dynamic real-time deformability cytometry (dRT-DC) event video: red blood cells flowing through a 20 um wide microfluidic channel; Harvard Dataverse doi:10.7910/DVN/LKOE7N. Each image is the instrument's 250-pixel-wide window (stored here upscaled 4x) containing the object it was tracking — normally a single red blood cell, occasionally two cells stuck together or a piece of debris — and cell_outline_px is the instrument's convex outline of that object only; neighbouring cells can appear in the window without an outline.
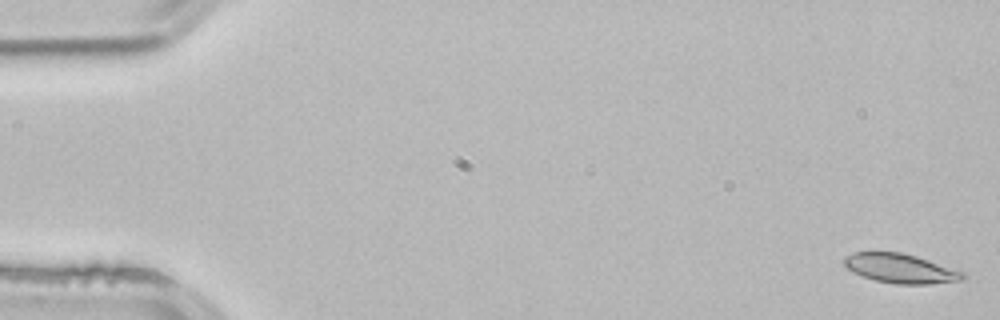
{"species": "common noctule bat (a hibernating species)", "species_latin": "Nyctalus noctula", "temperature_condition": "room temperature", "stored_images_in_passage": 52, "camera_frame_rate_fps": 3000, "um_per_image_px": 0.085, "animal": {"sex": "male", "body_mass_g": 21.5, "forearm_length_mm": 52.0}, "frame": {"image": 1, "passage_image": 1, "time_ms": 0.0, "image_size_px": [1000, 320], "cell_outline_px": [[964, 280], [928, 284], [896, 284], [876, 280], [864, 276], [848, 268], [844, 264], [844, 256], [852, 252], [904, 252], [964, 272]], "centroid_in_image_um": [76.55, 22.81], "position_along_channel_um": 8.5, "area_um2": 20.06}}
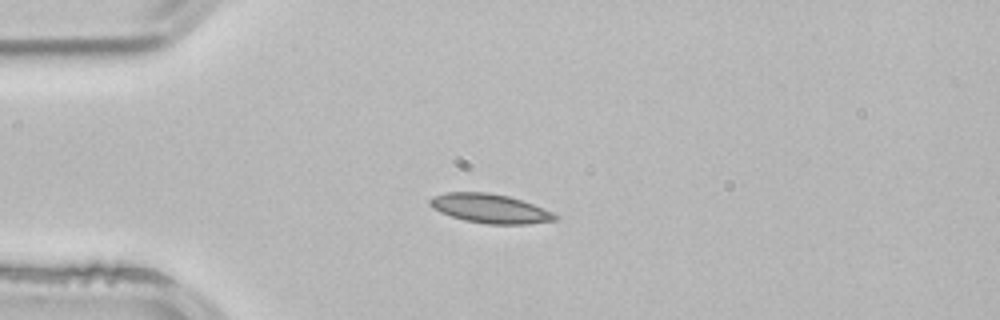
{"frame": {"image": 2, "passage_image": 13, "time_ms": 4.0, "image_size_px": [1000, 320], "cell_outline_px": [[560, 216], [556, 220], [528, 224], [488, 224], [464, 220], [440, 212], [432, 208], [428, 204], [428, 200], [432, 196], [444, 192], [488, 192], [508, 196], [532, 204], [552, 212]], "centroid_in_image_um": [41.61, 17.72], "position_along_channel_um": 43.4, "area_um2": 21.27}}
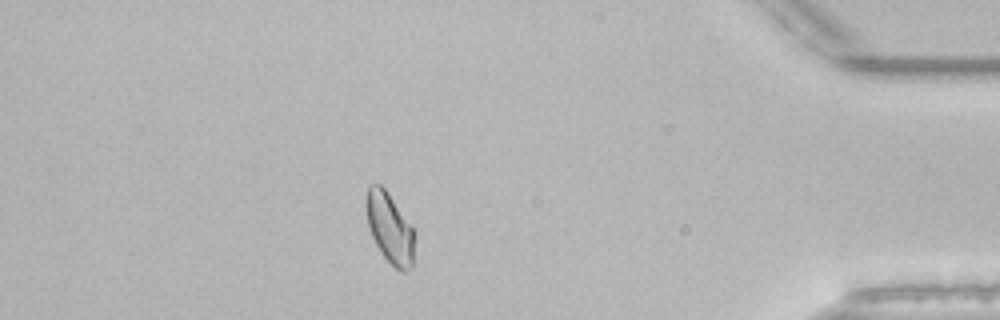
{"frame": {"image": 3, "passage_image": 46, "time_ms": 15.0, "image_size_px": [1000, 320], "cell_outline_px": [[416, 236], [412, 268], [404, 272], [400, 272], [380, 252], [372, 236], [368, 224], [364, 208], [364, 196], [368, 184], [380, 184], [384, 188], [416, 232]], "centroid_in_image_um": [33.12, 19.37], "position_along_channel_um": 402.1, "area_um2": 20.23}, "authors_computed_cell_mechanics": {"area_um2": 20.0277, "velocity_mm_per_s": 3.8587, "shape_relaxation_time_tau1_ms": null, "shape_relaxation_time_tau2_ms": 2.5242, "deformation_change_tau1": null, "deformation_change_tau2": 0.0536}}